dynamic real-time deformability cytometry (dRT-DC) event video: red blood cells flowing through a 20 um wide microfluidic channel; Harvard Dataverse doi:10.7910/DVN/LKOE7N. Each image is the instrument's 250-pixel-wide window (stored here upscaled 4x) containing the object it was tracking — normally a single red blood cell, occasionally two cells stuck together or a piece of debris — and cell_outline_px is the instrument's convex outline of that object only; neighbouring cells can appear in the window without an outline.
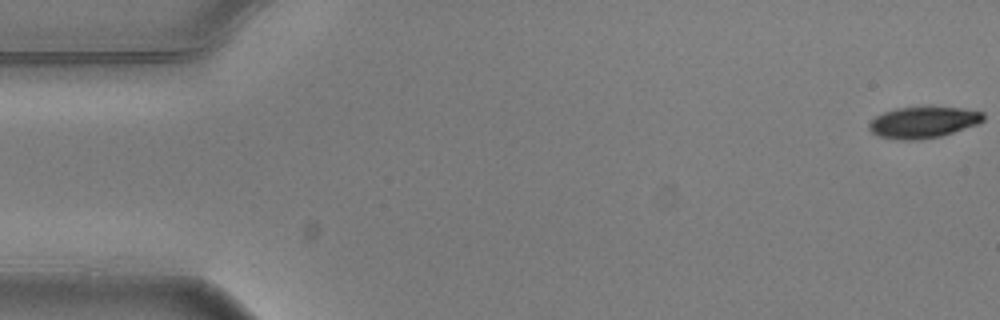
{"species": "common noctule bat (a hibernating species)", "species_latin": "Nyctalus noctula", "temperature_condition": "warm", "stored_images_in_passage": 4, "camera_frame_rate_fps": 3000, "um_per_image_px": 0.085, "animal": {"sex": "male", "body_mass_g": 20.5, "forearm_length_mm": 52.5}, "frame": {"image": 1, "passage_image": 1, "time_ms": 0.0, "image_size_px": [1000, 320], "cell_outline_px": [[984, 120], [976, 124], [940, 136], [920, 140], [900, 140], [880, 136], [872, 132], [868, 128], [868, 124], [876, 116], [884, 112], [896, 108], [928, 104], [960, 108], [984, 112]], "centroid_in_image_um": [78.47, 10.35], "position_along_channel_um": 6.5, "area_um2": 21.33}}